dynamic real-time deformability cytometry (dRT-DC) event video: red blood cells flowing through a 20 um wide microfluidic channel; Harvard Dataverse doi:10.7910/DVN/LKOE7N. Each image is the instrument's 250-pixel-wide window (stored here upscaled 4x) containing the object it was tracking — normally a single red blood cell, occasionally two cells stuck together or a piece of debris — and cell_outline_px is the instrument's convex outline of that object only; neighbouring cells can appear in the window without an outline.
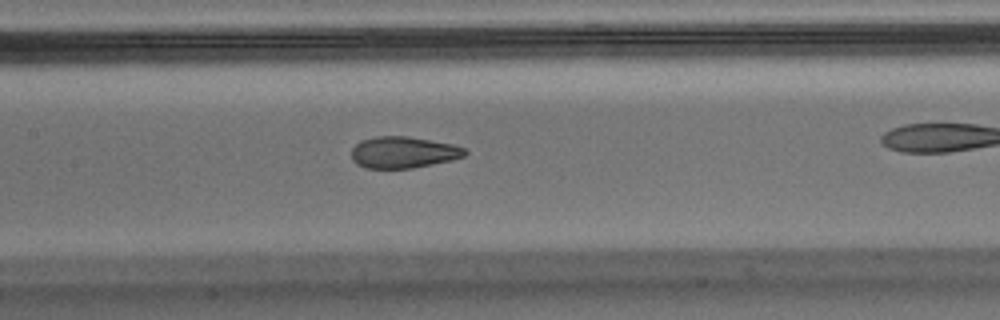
{"species": "Egyptian fruit bat (a non-hibernating species)", "species_latin": "Rousettus aegyptiacus", "temperature_condition": "warm", "stored_images_in_passage": 44, "camera_frame_rate_fps": 3000, "um_per_image_px": 0.085, "animal": {"sex": "male"}, "frame": {"image": 1, "passage_image": 26, "time_ms": 8.333, "image_size_px": [1000, 320], "cell_outline_px": [[468, 152], [464, 156], [452, 160], [412, 168], [364, 168], [356, 164], [352, 160], [352, 148], [360, 140], [376, 136], [408, 136], [452, 144], [464, 148]], "centroid_in_image_um": [34.26, 12.95], "position_along_channel_um": 173.1, "area_um2": 20.87}}